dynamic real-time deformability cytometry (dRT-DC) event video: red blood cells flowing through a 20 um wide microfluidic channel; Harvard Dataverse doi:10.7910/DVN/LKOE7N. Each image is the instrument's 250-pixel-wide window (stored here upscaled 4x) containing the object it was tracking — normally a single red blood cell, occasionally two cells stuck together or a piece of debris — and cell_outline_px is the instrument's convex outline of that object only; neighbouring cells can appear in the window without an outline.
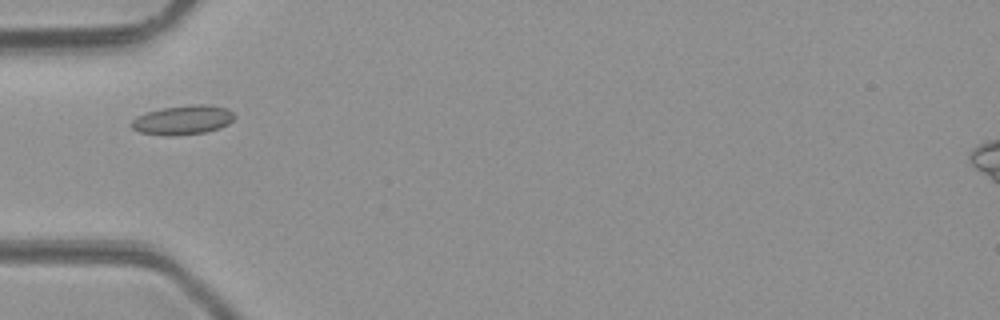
{"species": "common noctule bat (a hibernating species)", "species_latin": "Nyctalus noctula", "temperature_condition": "room temperature", "stored_images_in_passage": 5, "camera_frame_rate_fps": 3000, "um_per_image_px": 0.085, "animal": {"sex": "male", "body_mass_g": 23.1, "forearm_length_mm": 52.7}, "frame": {"image": 1, "passage_image": 3, "time_ms": 2.333, "image_size_px": [1000, 320], "cell_outline_px": [[236, 116], [228, 124], [220, 128], [204, 132], [176, 136], [168, 136], [140, 132], [132, 128], [128, 124], [136, 116], [144, 112], [160, 108], [196, 104], [208, 104], [228, 108]], "centroid_in_image_um": [15.52, 10.19], "position_along_channel_um": 69.5, "area_um2": 17.86}}
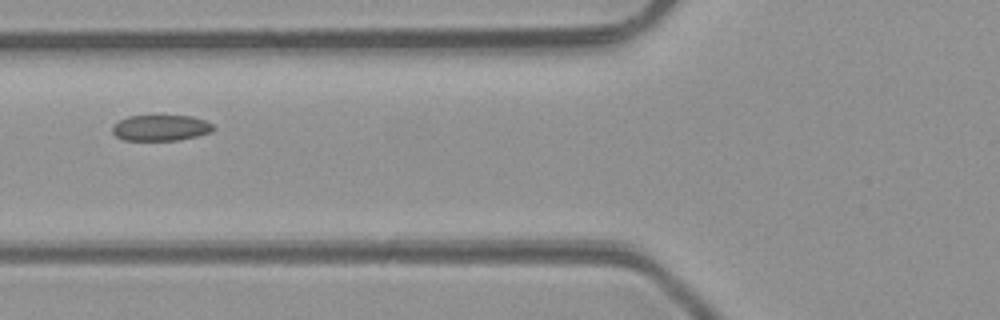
{"frame": {"image": 2, "passage_image": 4, "time_ms": 3.333, "image_size_px": [1000, 320], "cell_outline_px": [[216, 128], [212, 132], [196, 136], [176, 140], [124, 140], [116, 136], [112, 132], [112, 124], [128, 116], [192, 116], [204, 120], [212, 124]], "centroid_in_image_um": [13.66, 10.86], "position_along_channel_um": 112.1, "area_um2": 15.2}}
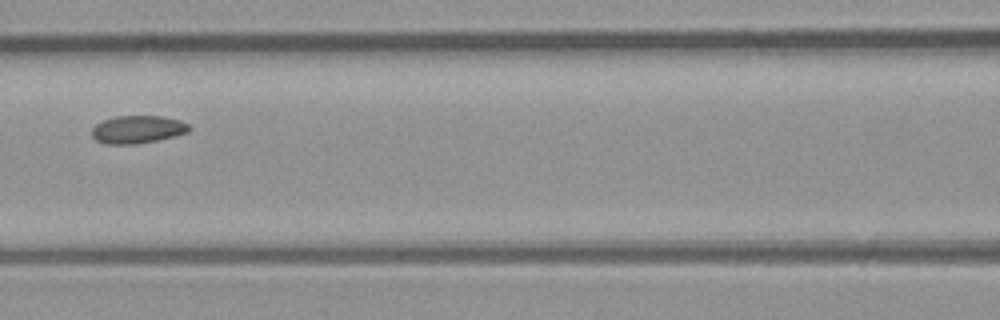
{"frame": {"image": 3, "passage_image": 5, "time_ms": 4.333, "image_size_px": [1000, 320], "cell_outline_px": [[192, 128], [188, 132], [156, 140], [136, 144], [104, 144], [96, 140], [92, 136], [92, 128], [96, 124], [104, 120], [116, 116], [160, 116], [180, 120], [188, 124]], "centroid_in_image_um": [11.68, 11.0], "position_along_channel_um": 154.9, "area_um2": 15.66}}